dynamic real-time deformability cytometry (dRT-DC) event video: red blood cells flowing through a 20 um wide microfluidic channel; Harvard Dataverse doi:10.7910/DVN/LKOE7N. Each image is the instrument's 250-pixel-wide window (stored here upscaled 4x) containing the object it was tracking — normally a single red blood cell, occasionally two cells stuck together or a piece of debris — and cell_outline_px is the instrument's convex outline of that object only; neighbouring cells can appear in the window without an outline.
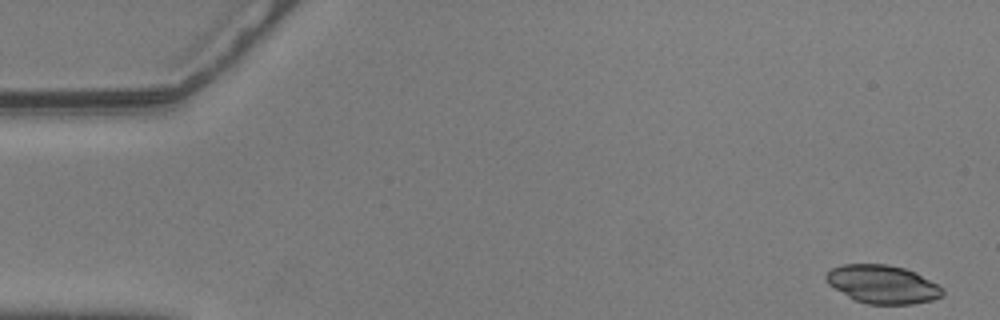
{"species": "common noctule bat (a hibernating species)", "species_latin": "Nyctalus noctula", "temperature_condition": "warm", "stored_images_in_passage": 55, "camera_frame_rate_fps": 3000, "um_per_image_px": 0.085, "animal": {"sex": "male", "body_mass_g": 20.5, "forearm_length_mm": 52.5}, "frame": {"image": 1, "passage_image": 1, "time_ms": 0.0, "image_size_px": [1000, 320], "cell_outline_px": [[944, 292], [940, 296], [932, 300], [912, 304], [868, 304], [856, 300], [848, 296], [828, 284], [824, 280], [824, 276], [832, 268], [844, 264], [888, 264], [904, 268], [916, 272], [940, 284], [944, 288]], "centroid_in_image_um": [75.04, 24.15], "position_along_channel_um": 10.0, "area_um2": 26.13}}
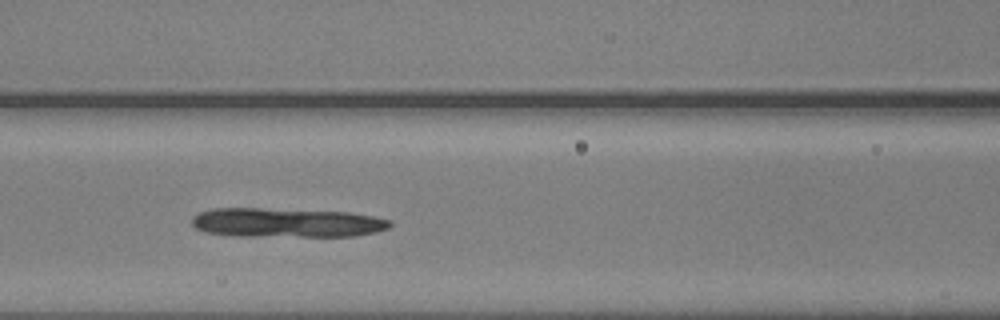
{"frame": {"image": 2, "passage_image": 23, "time_ms": 7.333, "image_size_px": [1000, 320], "cell_outline_px": [[392, 224], [388, 228], [376, 232], [352, 236], [232, 236], [204, 232], [196, 228], [192, 224], [192, 216], [200, 212], [212, 208], [260, 208], [348, 212], [372, 216], [392, 220]], "centroid_in_image_um": [24.32, 18.93], "position_along_channel_um": 142.3, "area_um2": 33.99}}
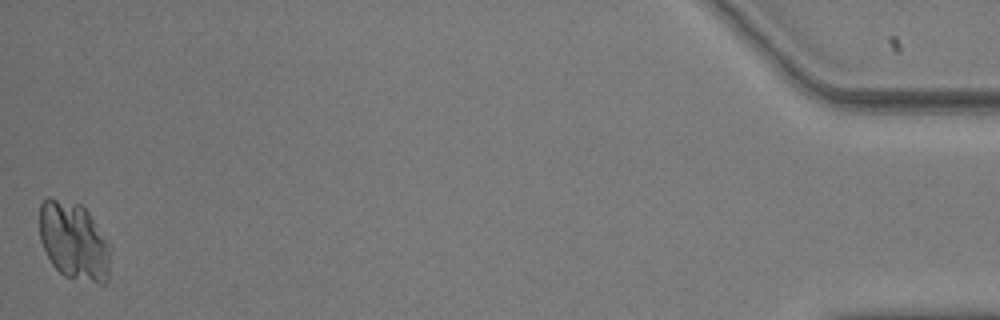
{"frame": {"image": 3, "passage_image": 55, "time_ms": 18.0, "image_size_px": [1000, 320], "cell_outline_px": [[112, 248], [108, 280], [104, 284], [100, 284], [64, 276], [52, 264], [40, 240], [40, 204], [48, 196], [80, 204], [88, 212], [108, 240]], "centroid_in_image_um": [6.32, 20.5], "position_along_channel_um": 428.9, "area_um2": 32.54}}